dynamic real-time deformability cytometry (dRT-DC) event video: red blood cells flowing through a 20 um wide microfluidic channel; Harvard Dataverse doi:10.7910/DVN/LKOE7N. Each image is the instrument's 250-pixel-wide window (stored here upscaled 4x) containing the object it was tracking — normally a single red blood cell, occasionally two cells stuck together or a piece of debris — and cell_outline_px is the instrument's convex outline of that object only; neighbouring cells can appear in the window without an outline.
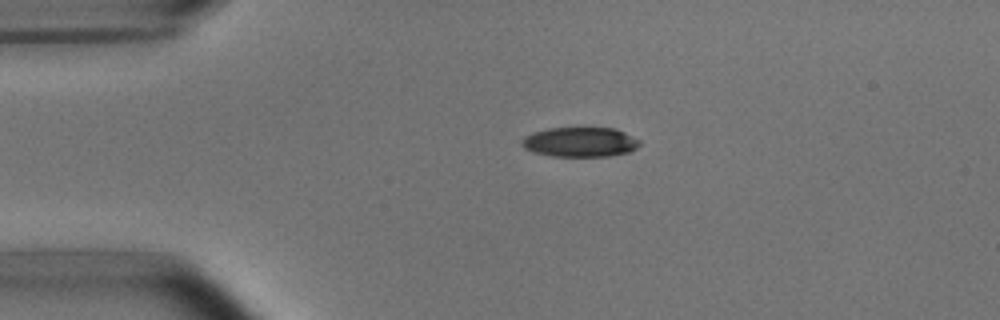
{"species": "common noctule bat (a hibernating species)", "species_latin": "Nyctalus noctula", "temperature_condition": "room temperature", "stored_images_in_passage": 5, "camera_frame_rate_fps": 3000, "um_per_image_px": 0.085, "animal": {"sex": "male", "body_mass_g": 15.6}, "frame": {"image": 1, "passage_image": 4, "time_ms": 3.333, "image_size_px": [1000, 320], "cell_outline_px": [[640, 144], [636, 148], [628, 152], [608, 156], [552, 156], [536, 152], [524, 148], [520, 144], [520, 140], [524, 136], [532, 132], [548, 128], [580, 124], [588, 124], [616, 128], [640, 140]], "centroid_in_image_um": [49.3, 12.0], "position_along_channel_um": 35.7, "area_um2": 21.5}}